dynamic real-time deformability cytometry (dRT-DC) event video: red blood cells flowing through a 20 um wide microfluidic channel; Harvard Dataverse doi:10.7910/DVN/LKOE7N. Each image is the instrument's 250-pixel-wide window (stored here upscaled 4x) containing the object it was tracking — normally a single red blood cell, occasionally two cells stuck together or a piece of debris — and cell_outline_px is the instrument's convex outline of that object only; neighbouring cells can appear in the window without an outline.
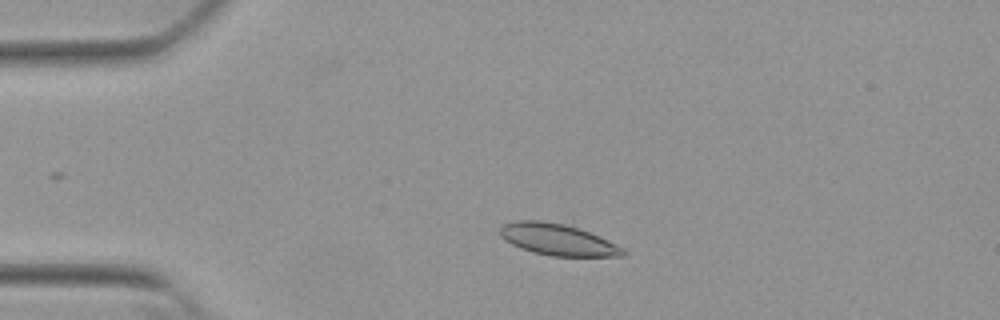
{"species": "Egyptian fruit bat (a non-hibernating species)", "species_latin": "Rousettus aegyptiacus", "temperature_condition": "warm", "stored_images_in_passage": 37, "camera_frame_rate_fps": 3000, "um_per_image_px": 0.085, "animal": {"sex": "female"}, "frame": {"image": 1, "passage_image": 2, "time_ms": 0.333, "image_size_px": [1000, 320], "cell_outline_px": [[628, 252], [624, 256], [552, 256], [532, 252], [520, 248], [504, 240], [500, 236], [500, 228], [504, 224], [516, 220], [540, 220], [564, 224], [580, 228], [600, 236], [624, 248]], "centroid_in_image_um": [47.41, 20.36], "position_along_channel_um": 37.6, "area_um2": 22.72}}
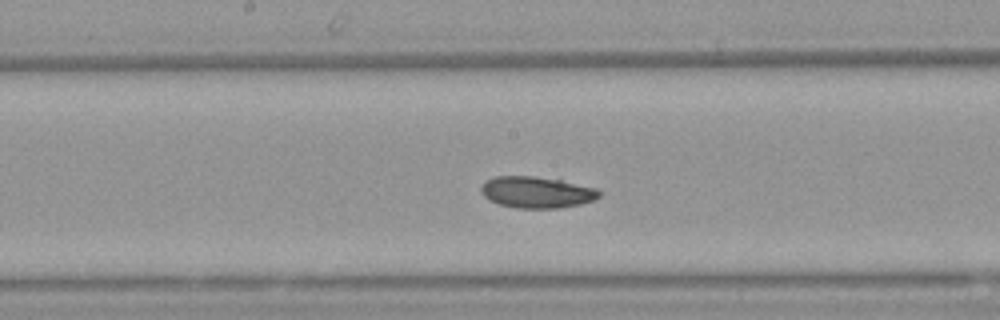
{"frame": {"image": 2, "passage_image": 18, "time_ms": 5.667, "image_size_px": [1000, 320], "cell_outline_px": [[600, 196], [592, 200], [580, 204], [560, 208], [516, 208], [500, 204], [484, 196], [480, 192], [480, 188], [484, 180], [496, 176], [532, 176], [560, 180], [596, 188], [600, 192]], "centroid_in_image_um": [45.58, 16.34], "position_along_channel_um": 202.6, "area_um2": 21.5}}
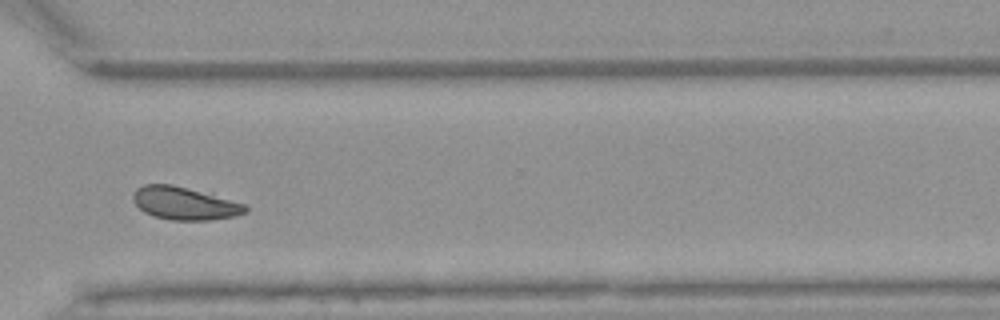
{"frame": {"image": 3, "passage_image": 30, "time_ms": 9.667, "image_size_px": [1000, 320], "cell_outline_px": [[248, 212], [236, 216], [208, 220], [172, 220], [152, 216], [144, 212], [132, 200], [132, 196], [136, 188], [144, 184], [172, 184], [244, 204], [248, 208]], "centroid_in_image_um": [15.64, 17.29], "position_along_channel_um": 355.0, "area_um2": 21.21}, "authors_computed_cell_mechanics": {"area_um2": 21.5016, "velocity_mm_per_s": 3.8023, "shape_relaxation_time_tau1_ms": 6.0101, "shape_relaxation_time_tau2_ms": null, "deformation_change_tau1": 0.1163, "deformation_change_tau2": null}}